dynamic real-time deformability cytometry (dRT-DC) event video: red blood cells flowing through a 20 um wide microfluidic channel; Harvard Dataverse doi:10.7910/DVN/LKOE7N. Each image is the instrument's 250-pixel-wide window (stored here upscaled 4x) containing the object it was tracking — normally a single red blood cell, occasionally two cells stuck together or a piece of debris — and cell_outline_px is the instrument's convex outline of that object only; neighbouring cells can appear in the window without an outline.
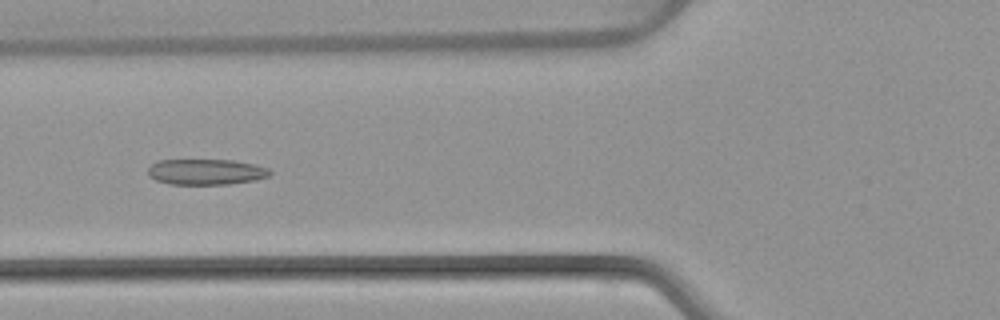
{"species": "common noctule bat (a hibernating species)", "species_latin": "Nyctalus noctula", "temperature_condition": "warm", "stored_images_in_passage": 5, "camera_frame_rate_fps": 3000, "um_per_image_px": 0.085, "animal": {"sex": "female", "body_mass_g": 22.7, "forearm_length_mm": 54.2}, "frame": {"image": 1, "passage_image": 4, "time_ms": 4.333, "image_size_px": [1000, 320], "cell_outline_px": [[272, 172], [268, 176], [252, 180], [228, 184], [168, 184], [156, 180], [148, 176], [148, 168], [156, 160], [232, 160], [256, 164], [268, 168]], "centroid_in_image_um": [17.48, 14.6], "position_along_channel_um": 108.3, "area_um2": 18.26}}
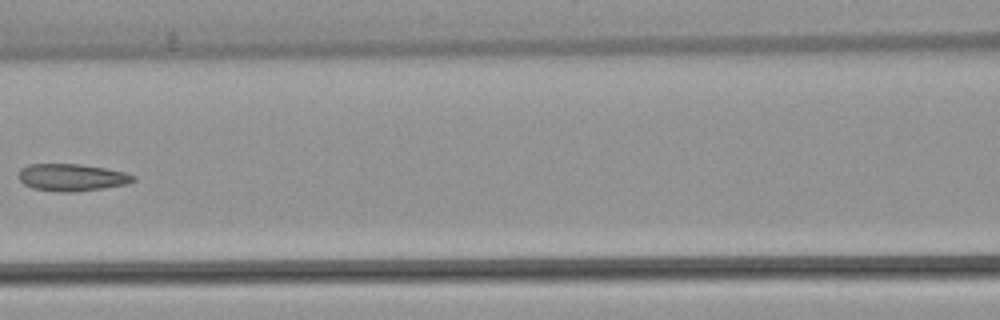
{"frame": {"image": 2, "passage_image": 5, "time_ms": 5.667, "image_size_px": [1000, 320], "cell_outline_px": [[136, 180], [128, 184], [104, 188], [76, 192], [64, 192], [32, 188], [24, 184], [16, 176], [20, 168], [28, 164], [80, 164], [104, 168], [124, 172], [136, 176]], "centroid_in_image_um": [6.09, 15.08], "position_along_channel_um": 160.5, "area_um2": 18.32}}